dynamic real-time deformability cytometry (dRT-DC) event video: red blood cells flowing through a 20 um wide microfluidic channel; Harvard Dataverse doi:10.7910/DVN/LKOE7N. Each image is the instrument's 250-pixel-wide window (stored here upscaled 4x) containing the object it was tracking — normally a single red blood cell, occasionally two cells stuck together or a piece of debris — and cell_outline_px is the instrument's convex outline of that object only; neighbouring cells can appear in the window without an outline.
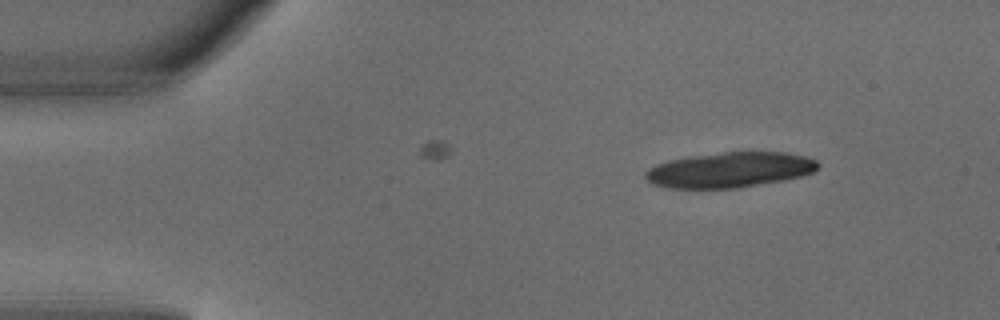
{"species": "common noctule bat (a hibernating species)", "species_latin": "Nyctalus noctula", "temperature_condition": "warm", "stored_images_in_passage": 3, "camera_frame_rate_fps": 3000, "um_per_image_px": 0.085, "animal": {"sex": "male", "body_mass_g": 18.8}, "frame": {"image": 1, "passage_image": 1, "time_ms": 0.0, "image_size_px": [1000, 320], "cell_outline_px": [[820, 168], [812, 172], [800, 176], [784, 180], [736, 188], [668, 188], [652, 184], [644, 176], [644, 172], [648, 168], [656, 164], [668, 160], [692, 156], [724, 152], [788, 152], [804, 156], [816, 160], [820, 164]], "centroid_in_image_um": [62.02, 14.44], "position_along_channel_um": 23.0, "area_um2": 35.55}}